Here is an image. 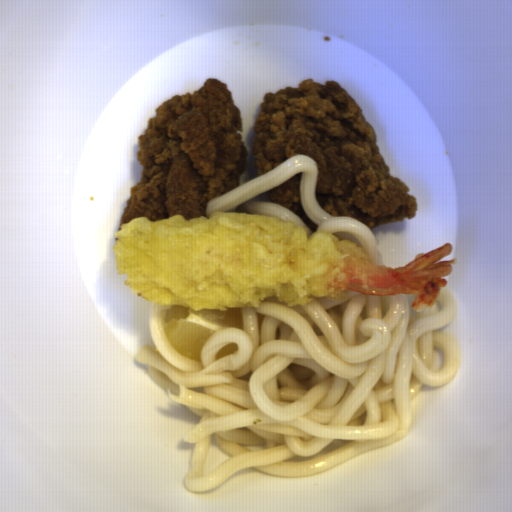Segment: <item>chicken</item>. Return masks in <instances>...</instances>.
<instances>
[{"label":"chicken","mask_w":512,"mask_h":512,"mask_svg":"<svg viewBox=\"0 0 512 512\" xmlns=\"http://www.w3.org/2000/svg\"><path fill=\"white\" fill-rule=\"evenodd\" d=\"M255 178L296 154L318 167L314 196L331 216L369 230L414 219L419 207L405 181L391 175L376 129L333 79L314 78L262 98L251 139Z\"/></svg>","instance_id":"chicken-1"},{"label":"chicken","mask_w":512,"mask_h":512,"mask_svg":"<svg viewBox=\"0 0 512 512\" xmlns=\"http://www.w3.org/2000/svg\"><path fill=\"white\" fill-rule=\"evenodd\" d=\"M244 121L225 81L209 78L195 92L169 97L136 137L143 169L119 219L158 222L207 216L206 206L240 186L250 153Z\"/></svg>","instance_id":"chicken-2"},{"label":"chicken","mask_w":512,"mask_h":512,"mask_svg":"<svg viewBox=\"0 0 512 512\" xmlns=\"http://www.w3.org/2000/svg\"><path fill=\"white\" fill-rule=\"evenodd\" d=\"M301 178L299 171L281 184L253 197L251 200H261L284 205L293 210L307 225L311 236L317 232V223L306 214L301 201Z\"/></svg>","instance_id":"chicken-3"}]
</instances>
